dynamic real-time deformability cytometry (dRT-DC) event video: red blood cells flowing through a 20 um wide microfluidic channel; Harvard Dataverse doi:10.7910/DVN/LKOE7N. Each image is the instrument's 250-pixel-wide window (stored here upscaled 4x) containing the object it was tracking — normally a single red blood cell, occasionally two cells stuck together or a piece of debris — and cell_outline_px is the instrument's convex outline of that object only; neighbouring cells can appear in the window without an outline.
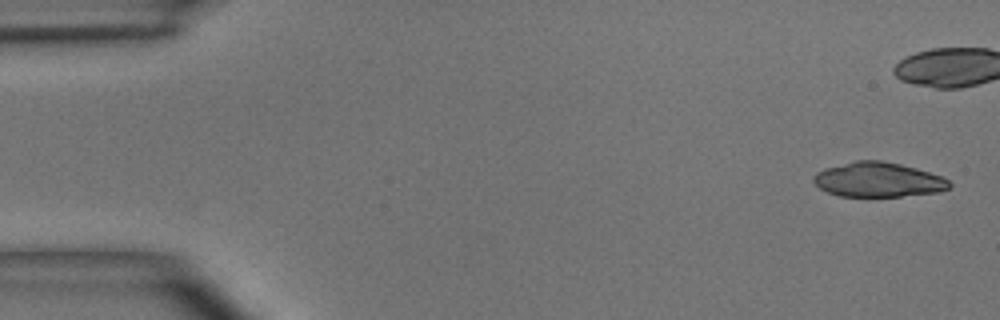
{"species": "common noctule bat (a hibernating species)", "species_latin": "Nyctalus noctula", "temperature_condition": "room temperature", "stored_images_in_passage": 10, "camera_frame_rate_fps": 3000, "um_per_image_px": 0.085, "animal": {"sex": "male", "body_mass_g": 15.6}, "frame": {"image": 1, "passage_image": 1, "time_ms": 0.0, "image_size_px": [1000, 320], "cell_outline_px": [[952, 184], [948, 188], [940, 192], [900, 196], [840, 196], [828, 192], [820, 188], [812, 180], [812, 176], [816, 172], [824, 168], [856, 160], [880, 160], [900, 164], [916, 168], [940, 176], [948, 180]], "centroid_in_image_um": [74.62, 15.27], "position_along_channel_um": 10.4, "area_um2": 27.34}}